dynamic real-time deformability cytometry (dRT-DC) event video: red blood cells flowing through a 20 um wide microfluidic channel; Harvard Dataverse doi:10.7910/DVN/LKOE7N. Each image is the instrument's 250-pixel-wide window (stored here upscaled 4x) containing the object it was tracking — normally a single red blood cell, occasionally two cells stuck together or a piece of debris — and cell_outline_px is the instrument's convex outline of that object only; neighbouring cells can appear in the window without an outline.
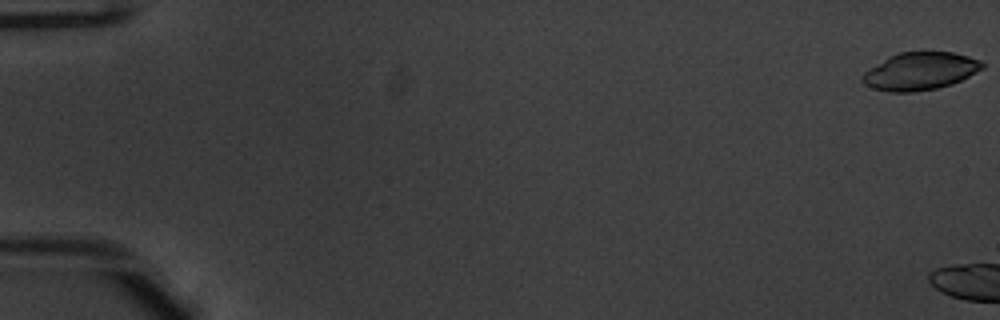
{"species": "common noctule bat (a hibernating species)", "species_latin": "Nyctalus noctula", "temperature_condition": "warm", "stored_images_in_passage": 5, "camera_frame_rate_fps": 3000, "um_per_image_px": 0.085, "animal": {"sex": "male", "body_mass_g": 20.1, "forearm_length_mm": 53.5}, "frame": {"image": 1, "passage_image": 1, "time_ms": 0.0, "image_size_px": [1000, 320], "cell_outline_px": [[984, 68], [952, 84], [936, 88], [912, 92], [888, 92], [872, 88], [864, 84], [860, 80], [860, 76], [868, 68], [888, 56], [900, 52], [952, 52], [968, 56], [980, 60], [984, 64]], "centroid_in_image_um": [78.16, 6.05], "position_along_channel_um": 6.8, "area_um2": 26.41}}